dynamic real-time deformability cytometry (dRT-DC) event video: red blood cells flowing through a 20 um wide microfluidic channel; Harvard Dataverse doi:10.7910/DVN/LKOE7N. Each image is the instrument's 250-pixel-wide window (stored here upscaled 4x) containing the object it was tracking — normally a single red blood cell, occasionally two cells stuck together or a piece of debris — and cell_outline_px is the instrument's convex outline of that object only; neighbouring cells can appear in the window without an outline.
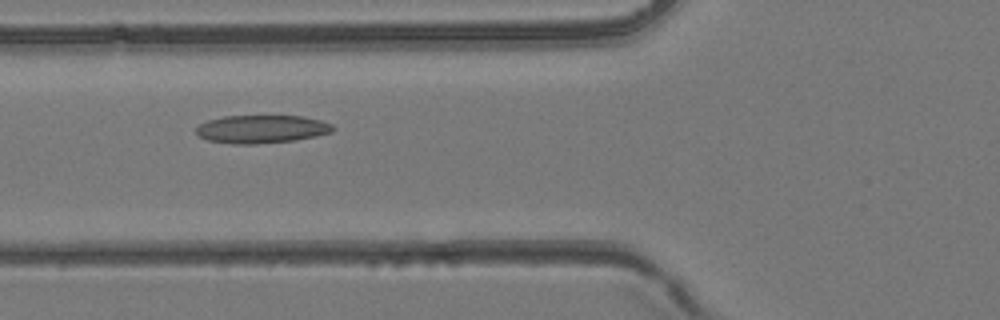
{"species": "common noctule bat (a hibernating species)", "species_latin": "Nyctalus noctula", "temperature_condition": "room temperature", "stored_images_in_passage": 32, "camera_frame_rate_fps": 3000, "um_per_image_px": 0.085, "animal": {"sex": "female", "body_mass_g": 24.6, "forearm_length_mm": 56.2}, "frame": {"image": 1, "passage_image": 7, "time_ms": 2.0, "image_size_px": [1000, 320], "cell_outline_px": [[336, 128], [332, 132], [316, 136], [292, 140], [256, 144], [232, 144], [208, 140], [200, 136], [196, 132], [196, 128], [200, 124], [208, 120], [224, 116], [304, 116], [320, 120], [332, 124]], "centroid_in_image_um": [22.25, 10.97], "position_along_channel_um": 103.5, "area_um2": 22.31}}
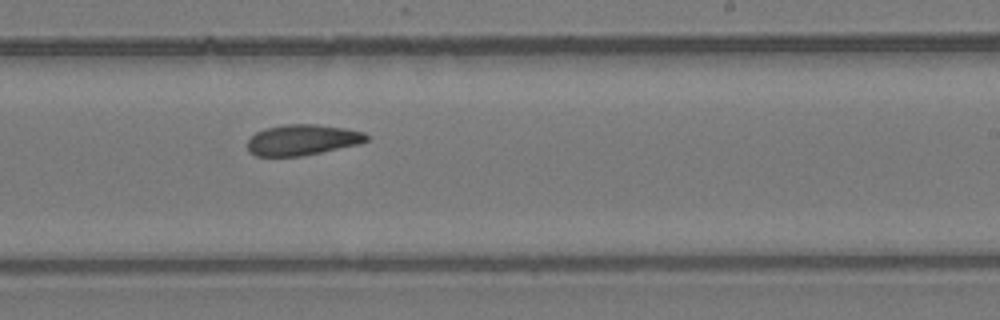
{"frame": {"image": 2, "passage_image": 17, "time_ms": 5.333, "image_size_px": [1000, 320], "cell_outline_px": [[368, 140], [360, 144], [300, 156], [256, 156], [248, 152], [248, 140], [256, 132], [264, 128], [288, 124], [316, 124], [344, 128], [364, 132], [368, 136]], "centroid_in_image_um": [25.69, 11.89], "position_along_channel_um": 263.3, "area_um2": 21.27}}
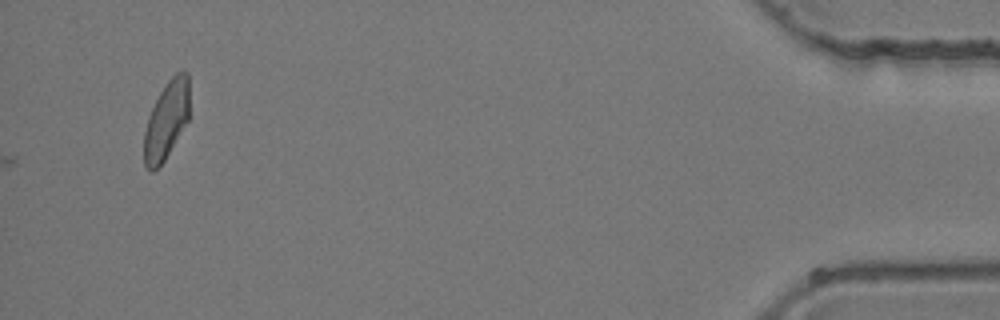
{"frame": {"image": 3, "passage_image": 32, "time_ms": 10.333, "image_size_px": [1000, 320], "cell_outline_px": [[188, 120], [164, 160], [152, 172], [144, 164], [144, 132], [148, 116], [160, 92], [168, 80], [176, 72], [184, 68], [188, 72]], "centroid_in_image_um": [14.14, 10.17], "position_along_channel_um": 421.1, "area_um2": 20.35}}